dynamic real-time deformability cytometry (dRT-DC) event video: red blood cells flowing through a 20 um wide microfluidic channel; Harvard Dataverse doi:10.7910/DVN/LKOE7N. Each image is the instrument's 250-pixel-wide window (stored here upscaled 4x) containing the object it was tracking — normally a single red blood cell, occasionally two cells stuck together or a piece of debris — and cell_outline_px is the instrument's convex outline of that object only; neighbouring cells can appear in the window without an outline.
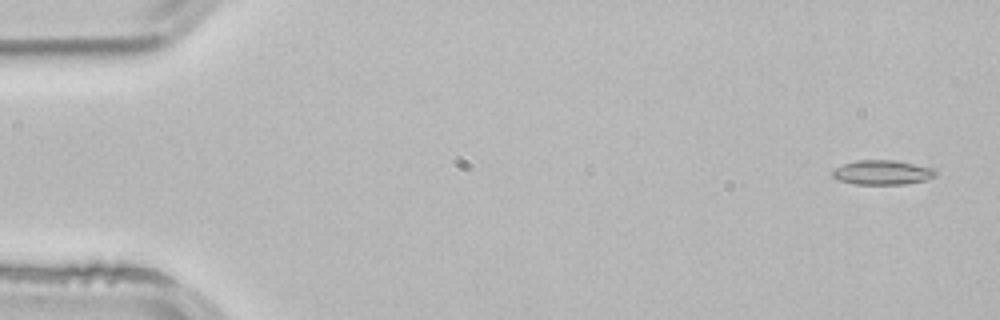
{"species": "common noctule bat (a hibernating species)", "species_latin": "Nyctalus noctula", "temperature_condition": "room temperature", "stored_images_in_passage": 4, "camera_frame_rate_fps": 3000, "um_per_image_px": 0.085, "animal": {"sex": "male", "body_mass_g": 21.5, "forearm_length_mm": 52.0}, "frame": {"image": 1, "passage_image": 1, "time_ms": 0.0, "image_size_px": [1000, 320], "cell_outline_px": [[936, 176], [924, 180], [904, 184], [856, 184], [836, 180], [832, 176], [832, 172], [836, 168], [844, 164], [856, 160], [896, 160], [936, 168]], "centroid_in_image_um": [75.01, 14.65], "position_along_channel_um": 10.0, "area_um2": 14.8}}
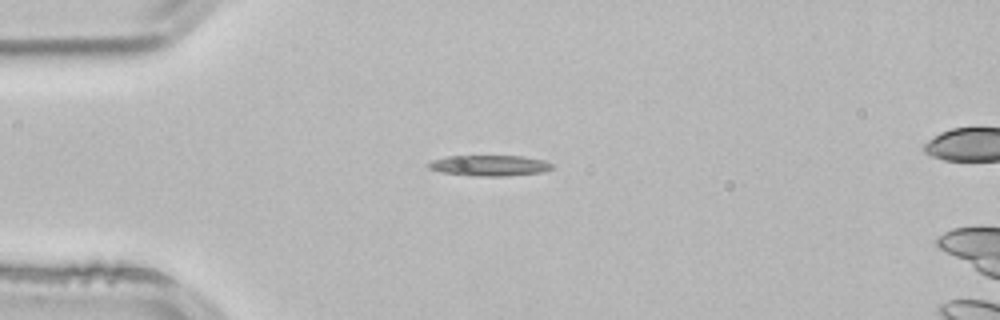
{"frame": {"image": 2, "passage_image": 3, "time_ms": 0.667, "image_size_px": [1000, 320], "cell_outline_px": [[556, 168], [544, 172], [504, 176], [468, 176], [440, 172], [428, 168], [428, 164], [432, 160], [448, 156], [524, 156], [544, 160], [556, 164]], "centroid_in_image_um": [41.68, 14.07], "position_along_channel_um": 43.3, "area_um2": 15.26}}